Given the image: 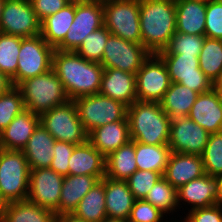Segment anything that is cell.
Returning a JSON list of instances; mask_svg holds the SVG:
<instances>
[{
    "label": "cell",
    "mask_w": 222,
    "mask_h": 222,
    "mask_svg": "<svg viewBox=\"0 0 222 222\" xmlns=\"http://www.w3.org/2000/svg\"><path fill=\"white\" fill-rule=\"evenodd\" d=\"M75 3H69L40 22V34L54 49L64 40L73 23Z\"/></svg>",
    "instance_id": "28"
},
{
    "label": "cell",
    "mask_w": 222,
    "mask_h": 222,
    "mask_svg": "<svg viewBox=\"0 0 222 222\" xmlns=\"http://www.w3.org/2000/svg\"><path fill=\"white\" fill-rule=\"evenodd\" d=\"M198 95L197 92L185 85L171 82L169 89L164 93L159 103L168 116L174 119L188 116Z\"/></svg>",
    "instance_id": "31"
},
{
    "label": "cell",
    "mask_w": 222,
    "mask_h": 222,
    "mask_svg": "<svg viewBox=\"0 0 222 222\" xmlns=\"http://www.w3.org/2000/svg\"><path fill=\"white\" fill-rule=\"evenodd\" d=\"M176 32L205 36L206 0H175Z\"/></svg>",
    "instance_id": "25"
},
{
    "label": "cell",
    "mask_w": 222,
    "mask_h": 222,
    "mask_svg": "<svg viewBox=\"0 0 222 222\" xmlns=\"http://www.w3.org/2000/svg\"><path fill=\"white\" fill-rule=\"evenodd\" d=\"M151 53L142 45L110 35L105 45L101 65L136 74Z\"/></svg>",
    "instance_id": "12"
},
{
    "label": "cell",
    "mask_w": 222,
    "mask_h": 222,
    "mask_svg": "<svg viewBox=\"0 0 222 222\" xmlns=\"http://www.w3.org/2000/svg\"><path fill=\"white\" fill-rule=\"evenodd\" d=\"M164 215L144 199L135 200L127 222H163Z\"/></svg>",
    "instance_id": "43"
},
{
    "label": "cell",
    "mask_w": 222,
    "mask_h": 222,
    "mask_svg": "<svg viewBox=\"0 0 222 222\" xmlns=\"http://www.w3.org/2000/svg\"><path fill=\"white\" fill-rule=\"evenodd\" d=\"M53 52L54 48L44 40L41 34L22 38L17 72L10 80L12 86L17 87L22 81L51 70Z\"/></svg>",
    "instance_id": "7"
},
{
    "label": "cell",
    "mask_w": 222,
    "mask_h": 222,
    "mask_svg": "<svg viewBox=\"0 0 222 222\" xmlns=\"http://www.w3.org/2000/svg\"><path fill=\"white\" fill-rule=\"evenodd\" d=\"M25 110L23 96L16 86L0 94V132Z\"/></svg>",
    "instance_id": "38"
},
{
    "label": "cell",
    "mask_w": 222,
    "mask_h": 222,
    "mask_svg": "<svg viewBox=\"0 0 222 222\" xmlns=\"http://www.w3.org/2000/svg\"><path fill=\"white\" fill-rule=\"evenodd\" d=\"M52 69L70 100L99 93L104 71L100 63L87 61L75 51L54 49Z\"/></svg>",
    "instance_id": "1"
},
{
    "label": "cell",
    "mask_w": 222,
    "mask_h": 222,
    "mask_svg": "<svg viewBox=\"0 0 222 222\" xmlns=\"http://www.w3.org/2000/svg\"><path fill=\"white\" fill-rule=\"evenodd\" d=\"M80 121L89 134L93 129L127 118V106L110 97L93 94L73 100Z\"/></svg>",
    "instance_id": "8"
},
{
    "label": "cell",
    "mask_w": 222,
    "mask_h": 222,
    "mask_svg": "<svg viewBox=\"0 0 222 222\" xmlns=\"http://www.w3.org/2000/svg\"><path fill=\"white\" fill-rule=\"evenodd\" d=\"M163 177L160 173L136 170L127 180L128 187L136 200L145 199L149 190Z\"/></svg>",
    "instance_id": "41"
},
{
    "label": "cell",
    "mask_w": 222,
    "mask_h": 222,
    "mask_svg": "<svg viewBox=\"0 0 222 222\" xmlns=\"http://www.w3.org/2000/svg\"><path fill=\"white\" fill-rule=\"evenodd\" d=\"M135 75L139 101L160 102L171 83L166 65L157 54H151Z\"/></svg>",
    "instance_id": "13"
},
{
    "label": "cell",
    "mask_w": 222,
    "mask_h": 222,
    "mask_svg": "<svg viewBox=\"0 0 222 222\" xmlns=\"http://www.w3.org/2000/svg\"><path fill=\"white\" fill-rule=\"evenodd\" d=\"M88 141L104 156L127 144L130 139L128 119L93 129L88 134Z\"/></svg>",
    "instance_id": "22"
},
{
    "label": "cell",
    "mask_w": 222,
    "mask_h": 222,
    "mask_svg": "<svg viewBox=\"0 0 222 222\" xmlns=\"http://www.w3.org/2000/svg\"><path fill=\"white\" fill-rule=\"evenodd\" d=\"M11 86L10 79L0 72V94L6 92Z\"/></svg>",
    "instance_id": "48"
},
{
    "label": "cell",
    "mask_w": 222,
    "mask_h": 222,
    "mask_svg": "<svg viewBox=\"0 0 222 222\" xmlns=\"http://www.w3.org/2000/svg\"><path fill=\"white\" fill-rule=\"evenodd\" d=\"M30 168L23 151L0 148V197L5 203L28 198Z\"/></svg>",
    "instance_id": "5"
},
{
    "label": "cell",
    "mask_w": 222,
    "mask_h": 222,
    "mask_svg": "<svg viewBox=\"0 0 222 222\" xmlns=\"http://www.w3.org/2000/svg\"><path fill=\"white\" fill-rule=\"evenodd\" d=\"M177 196L178 206L187 203L190 207L192 206L189 211L216 205L218 196L217 179L209 174H204L177 189ZM181 202L182 204H180Z\"/></svg>",
    "instance_id": "17"
},
{
    "label": "cell",
    "mask_w": 222,
    "mask_h": 222,
    "mask_svg": "<svg viewBox=\"0 0 222 222\" xmlns=\"http://www.w3.org/2000/svg\"><path fill=\"white\" fill-rule=\"evenodd\" d=\"M208 133L222 131V104L220 93L213 87L197 96L188 115Z\"/></svg>",
    "instance_id": "19"
},
{
    "label": "cell",
    "mask_w": 222,
    "mask_h": 222,
    "mask_svg": "<svg viewBox=\"0 0 222 222\" xmlns=\"http://www.w3.org/2000/svg\"><path fill=\"white\" fill-rule=\"evenodd\" d=\"M72 214L87 222H102L107 217L104 178L89 190Z\"/></svg>",
    "instance_id": "32"
},
{
    "label": "cell",
    "mask_w": 222,
    "mask_h": 222,
    "mask_svg": "<svg viewBox=\"0 0 222 222\" xmlns=\"http://www.w3.org/2000/svg\"><path fill=\"white\" fill-rule=\"evenodd\" d=\"M209 135L188 116L176 117L171 121L168 146L171 152L201 156Z\"/></svg>",
    "instance_id": "16"
},
{
    "label": "cell",
    "mask_w": 222,
    "mask_h": 222,
    "mask_svg": "<svg viewBox=\"0 0 222 222\" xmlns=\"http://www.w3.org/2000/svg\"><path fill=\"white\" fill-rule=\"evenodd\" d=\"M68 166L70 175L105 177V157L88 140L75 145Z\"/></svg>",
    "instance_id": "23"
},
{
    "label": "cell",
    "mask_w": 222,
    "mask_h": 222,
    "mask_svg": "<svg viewBox=\"0 0 222 222\" xmlns=\"http://www.w3.org/2000/svg\"><path fill=\"white\" fill-rule=\"evenodd\" d=\"M165 63L170 81L189 87L198 94L214 87L199 66V55L157 54Z\"/></svg>",
    "instance_id": "11"
},
{
    "label": "cell",
    "mask_w": 222,
    "mask_h": 222,
    "mask_svg": "<svg viewBox=\"0 0 222 222\" xmlns=\"http://www.w3.org/2000/svg\"><path fill=\"white\" fill-rule=\"evenodd\" d=\"M99 181L97 177L90 175L69 174L64 176L58 206V216L73 213L82 198Z\"/></svg>",
    "instance_id": "27"
},
{
    "label": "cell",
    "mask_w": 222,
    "mask_h": 222,
    "mask_svg": "<svg viewBox=\"0 0 222 222\" xmlns=\"http://www.w3.org/2000/svg\"><path fill=\"white\" fill-rule=\"evenodd\" d=\"M104 26L112 35L142 44L139 0H103Z\"/></svg>",
    "instance_id": "9"
},
{
    "label": "cell",
    "mask_w": 222,
    "mask_h": 222,
    "mask_svg": "<svg viewBox=\"0 0 222 222\" xmlns=\"http://www.w3.org/2000/svg\"><path fill=\"white\" fill-rule=\"evenodd\" d=\"M170 153L168 144L146 145L135 141L137 170L154 171L163 176Z\"/></svg>",
    "instance_id": "33"
},
{
    "label": "cell",
    "mask_w": 222,
    "mask_h": 222,
    "mask_svg": "<svg viewBox=\"0 0 222 222\" xmlns=\"http://www.w3.org/2000/svg\"><path fill=\"white\" fill-rule=\"evenodd\" d=\"M204 164L200 155L171 152L163 177L176 189L203 176Z\"/></svg>",
    "instance_id": "20"
},
{
    "label": "cell",
    "mask_w": 222,
    "mask_h": 222,
    "mask_svg": "<svg viewBox=\"0 0 222 222\" xmlns=\"http://www.w3.org/2000/svg\"><path fill=\"white\" fill-rule=\"evenodd\" d=\"M2 222H57L56 214L28 199L6 203Z\"/></svg>",
    "instance_id": "30"
},
{
    "label": "cell",
    "mask_w": 222,
    "mask_h": 222,
    "mask_svg": "<svg viewBox=\"0 0 222 222\" xmlns=\"http://www.w3.org/2000/svg\"><path fill=\"white\" fill-rule=\"evenodd\" d=\"M74 148L75 144L56 140L53 148V159L49 168L62 176L69 175V159Z\"/></svg>",
    "instance_id": "44"
},
{
    "label": "cell",
    "mask_w": 222,
    "mask_h": 222,
    "mask_svg": "<svg viewBox=\"0 0 222 222\" xmlns=\"http://www.w3.org/2000/svg\"><path fill=\"white\" fill-rule=\"evenodd\" d=\"M104 191L107 217L127 221L136 200L127 182L104 177Z\"/></svg>",
    "instance_id": "24"
},
{
    "label": "cell",
    "mask_w": 222,
    "mask_h": 222,
    "mask_svg": "<svg viewBox=\"0 0 222 222\" xmlns=\"http://www.w3.org/2000/svg\"><path fill=\"white\" fill-rule=\"evenodd\" d=\"M17 88L23 96L25 109L39 116L70 100L53 69L22 81Z\"/></svg>",
    "instance_id": "4"
},
{
    "label": "cell",
    "mask_w": 222,
    "mask_h": 222,
    "mask_svg": "<svg viewBox=\"0 0 222 222\" xmlns=\"http://www.w3.org/2000/svg\"><path fill=\"white\" fill-rule=\"evenodd\" d=\"M205 36L222 40V2L206 0Z\"/></svg>",
    "instance_id": "42"
},
{
    "label": "cell",
    "mask_w": 222,
    "mask_h": 222,
    "mask_svg": "<svg viewBox=\"0 0 222 222\" xmlns=\"http://www.w3.org/2000/svg\"><path fill=\"white\" fill-rule=\"evenodd\" d=\"M40 124L57 141L79 145L88 140V133L80 121L77 106L73 100L41 114Z\"/></svg>",
    "instance_id": "6"
},
{
    "label": "cell",
    "mask_w": 222,
    "mask_h": 222,
    "mask_svg": "<svg viewBox=\"0 0 222 222\" xmlns=\"http://www.w3.org/2000/svg\"><path fill=\"white\" fill-rule=\"evenodd\" d=\"M136 170L135 141L133 140L105 157V177L126 181Z\"/></svg>",
    "instance_id": "29"
},
{
    "label": "cell",
    "mask_w": 222,
    "mask_h": 222,
    "mask_svg": "<svg viewBox=\"0 0 222 222\" xmlns=\"http://www.w3.org/2000/svg\"><path fill=\"white\" fill-rule=\"evenodd\" d=\"M22 38L0 32V72L10 80L17 72Z\"/></svg>",
    "instance_id": "36"
},
{
    "label": "cell",
    "mask_w": 222,
    "mask_h": 222,
    "mask_svg": "<svg viewBox=\"0 0 222 222\" xmlns=\"http://www.w3.org/2000/svg\"><path fill=\"white\" fill-rule=\"evenodd\" d=\"M144 200L159 209L165 216L170 213L173 214V211L177 212L176 210L180 209L178 208L177 189L164 177H161L155 183Z\"/></svg>",
    "instance_id": "35"
},
{
    "label": "cell",
    "mask_w": 222,
    "mask_h": 222,
    "mask_svg": "<svg viewBox=\"0 0 222 222\" xmlns=\"http://www.w3.org/2000/svg\"><path fill=\"white\" fill-rule=\"evenodd\" d=\"M139 20L142 45L157 54L176 33L175 0H139Z\"/></svg>",
    "instance_id": "2"
},
{
    "label": "cell",
    "mask_w": 222,
    "mask_h": 222,
    "mask_svg": "<svg viewBox=\"0 0 222 222\" xmlns=\"http://www.w3.org/2000/svg\"><path fill=\"white\" fill-rule=\"evenodd\" d=\"M39 124V115L23 110L0 132V148L22 151Z\"/></svg>",
    "instance_id": "21"
},
{
    "label": "cell",
    "mask_w": 222,
    "mask_h": 222,
    "mask_svg": "<svg viewBox=\"0 0 222 222\" xmlns=\"http://www.w3.org/2000/svg\"><path fill=\"white\" fill-rule=\"evenodd\" d=\"M63 178L50 168L30 169L28 200L58 216Z\"/></svg>",
    "instance_id": "15"
},
{
    "label": "cell",
    "mask_w": 222,
    "mask_h": 222,
    "mask_svg": "<svg viewBox=\"0 0 222 222\" xmlns=\"http://www.w3.org/2000/svg\"><path fill=\"white\" fill-rule=\"evenodd\" d=\"M206 36L176 32L169 45L157 54L199 55Z\"/></svg>",
    "instance_id": "39"
},
{
    "label": "cell",
    "mask_w": 222,
    "mask_h": 222,
    "mask_svg": "<svg viewBox=\"0 0 222 222\" xmlns=\"http://www.w3.org/2000/svg\"><path fill=\"white\" fill-rule=\"evenodd\" d=\"M181 222H222V206L219 204L207 208L188 211Z\"/></svg>",
    "instance_id": "45"
},
{
    "label": "cell",
    "mask_w": 222,
    "mask_h": 222,
    "mask_svg": "<svg viewBox=\"0 0 222 222\" xmlns=\"http://www.w3.org/2000/svg\"><path fill=\"white\" fill-rule=\"evenodd\" d=\"M70 3H79L87 0H68Z\"/></svg>",
    "instance_id": "54"
},
{
    "label": "cell",
    "mask_w": 222,
    "mask_h": 222,
    "mask_svg": "<svg viewBox=\"0 0 222 222\" xmlns=\"http://www.w3.org/2000/svg\"><path fill=\"white\" fill-rule=\"evenodd\" d=\"M5 1L6 0H0V21H1V16H2V9H3Z\"/></svg>",
    "instance_id": "53"
},
{
    "label": "cell",
    "mask_w": 222,
    "mask_h": 222,
    "mask_svg": "<svg viewBox=\"0 0 222 222\" xmlns=\"http://www.w3.org/2000/svg\"><path fill=\"white\" fill-rule=\"evenodd\" d=\"M110 35V31L103 25L88 34L75 52L87 61L101 63L105 45Z\"/></svg>",
    "instance_id": "37"
},
{
    "label": "cell",
    "mask_w": 222,
    "mask_h": 222,
    "mask_svg": "<svg viewBox=\"0 0 222 222\" xmlns=\"http://www.w3.org/2000/svg\"><path fill=\"white\" fill-rule=\"evenodd\" d=\"M201 157L206 174L215 177L222 173V131L209 135Z\"/></svg>",
    "instance_id": "40"
},
{
    "label": "cell",
    "mask_w": 222,
    "mask_h": 222,
    "mask_svg": "<svg viewBox=\"0 0 222 222\" xmlns=\"http://www.w3.org/2000/svg\"><path fill=\"white\" fill-rule=\"evenodd\" d=\"M214 88L222 94V72L220 78L214 83Z\"/></svg>",
    "instance_id": "50"
},
{
    "label": "cell",
    "mask_w": 222,
    "mask_h": 222,
    "mask_svg": "<svg viewBox=\"0 0 222 222\" xmlns=\"http://www.w3.org/2000/svg\"><path fill=\"white\" fill-rule=\"evenodd\" d=\"M55 141L54 137L39 124L22 150L30 169L50 167Z\"/></svg>",
    "instance_id": "26"
},
{
    "label": "cell",
    "mask_w": 222,
    "mask_h": 222,
    "mask_svg": "<svg viewBox=\"0 0 222 222\" xmlns=\"http://www.w3.org/2000/svg\"><path fill=\"white\" fill-rule=\"evenodd\" d=\"M99 94L129 107L137 100L136 75L116 68H104Z\"/></svg>",
    "instance_id": "18"
},
{
    "label": "cell",
    "mask_w": 222,
    "mask_h": 222,
    "mask_svg": "<svg viewBox=\"0 0 222 222\" xmlns=\"http://www.w3.org/2000/svg\"><path fill=\"white\" fill-rule=\"evenodd\" d=\"M198 58L200 69L214 84L222 72V40L205 37Z\"/></svg>",
    "instance_id": "34"
},
{
    "label": "cell",
    "mask_w": 222,
    "mask_h": 222,
    "mask_svg": "<svg viewBox=\"0 0 222 222\" xmlns=\"http://www.w3.org/2000/svg\"><path fill=\"white\" fill-rule=\"evenodd\" d=\"M130 139L146 145L169 143L172 119L159 102L136 100L127 107Z\"/></svg>",
    "instance_id": "3"
},
{
    "label": "cell",
    "mask_w": 222,
    "mask_h": 222,
    "mask_svg": "<svg viewBox=\"0 0 222 222\" xmlns=\"http://www.w3.org/2000/svg\"><path fill=\"white\" fill-rule=\"evenodd\" d=\"M103 0L75 3V16L64 40L55 48L59 51H76L84 38L104 25Z\"/></svg>",
    "instance_id": "10"
},
{
    "label": "cell",
    "mask_w": 222,
    "mask_h": 222,
    "mask_svg": "<svg viewBox=\"0 0 222 222\" xmlns=\"http://www.w3.org/2000/svg\"><path fill=\"white\" fill-rule=\"evenodd\" d=\"M102 222H127V221L122 220V219H115V218L106 217Z\"/></svg>",
    "instance_id": "52"
},
{
    "label": "cell",
    "mask_w": 222,
    "mask_h": 222,
    "mask_svg": "<svg viewBox=\"0 0 222 222\" xmlns=\"http://www.w3.org/2000/svg\"><path fill=\"white\" fill-rule=\"evenodd\" d=\"M0 32L23 38L40 34V21L29 0H6L2 9Z\"/></svg>",
    "instance_id": "14"
},
{
    "label": "cell",
    "mask_w": 222,
    "mask_h": 222,
    "mask_svg": "<svg viewBox=\"0 0 222 222\" xmlns=\"http://www.w3.org/2000/svg\"><path fill=\"white\" fill-rule=\"evenodd\" d=\"M5 201L0 197V222H2V215H3V211L5 209Z\"/></svg>",
    "instance_id": "51"
},
{
    "label": "cell",
    "mask_w": 222,
    "mask_h": 222,
    "mask_svg": "<svg viewBox=\"0 0 222 222\" xmlns=\"http://www.w3.org/2000/svg\"><path fill=\"white\" fill-rule=\"evenodd\" d=\"M57 222H87V221L82 220L81 218L75 216L72 213H66L57 216Z\"/></svg>",
    "instance_id": "47"
},
{
    "label": "cell",
    "mask_w": 222,
    "mask_h": 222,
    "mask_svg": "<svg viewBox=\"0 0 222 222\" xmlns=\"http://www.w3.org/2000/svg\"><path fill=\"white\" fill-rule=\"evenodd\" d=\"M38 20L55 14L70 2L68 0H29Z\"/></svg>",
    "instance_id": "46"
},
{
    "label": "cell",
    "mask_w": 222,
    "mask_h": 222,
    "mask_svg": "<svg viewBox=\"0 0 222 222\" xmlns=\"http://www.w3.org/2000/svg\"><path fill=\"white\" fill-rule=\"evenodd\" d=\"M218 182V196H217V204L222 206V173H219L215 176Z\"/></svg>",
    "instance_id": "49"
}]
</instances>
